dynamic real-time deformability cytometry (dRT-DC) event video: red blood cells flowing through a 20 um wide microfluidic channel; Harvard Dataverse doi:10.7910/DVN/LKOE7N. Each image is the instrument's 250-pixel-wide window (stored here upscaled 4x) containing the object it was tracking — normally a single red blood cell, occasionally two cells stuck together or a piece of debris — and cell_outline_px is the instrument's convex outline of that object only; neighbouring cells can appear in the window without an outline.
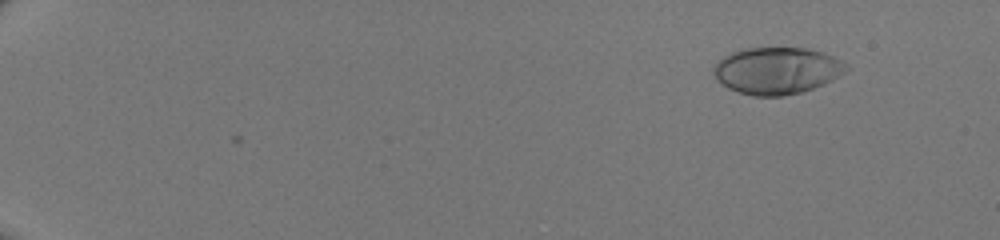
{"species": "human", "species_latin": "Homo sapiens", "temperature_condition": "room temperature", "stored_images_in_passage": 47, "camera_frame_rate_fps": 3000, "um_per_image_px": 0.085, "donor": {"sex": "male"}, "frame": {"image": 1, "passage_image": 2, "time_ms": 0.333, "image_size_px": [1000, 240], "cell_outline_px": [[852, 68], [832, 80], [824, 84], [800, 92], [784, 96], [752, 96], [728, 88], [720, 84], [716, 80], [712, 72], [712, 68], [724, 56], [732, 52], [744, 48], [804, 48], [824, 52], [848, 64]], "centroid_in_image_um": [66.04, 6.0], "position_along_channel_um": 19.0, "area_um2": 36.41}}
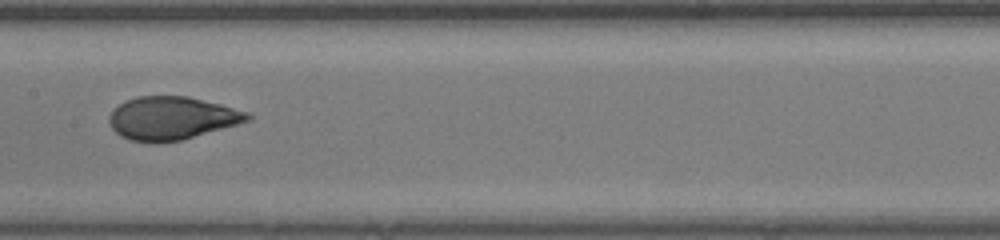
{"frame": {"image": 2, "passage_image": 26, "time_ms": 8.333, "image_size_px": [1000, 240], "cell_outline_px": [[252, 120], [180, 140], [156, 144], [152, 144], [128, 140], [120, 136], [112, 128], [108, 120], [108, 116], [112, 108], [124, 100], [136, 96], [188, 96], [220, 104], [248, 112], [252, 116]], "centroid_in_image_um": [14.54, 10.05], "position_along_channel_um": 192.9, "area_um2": 35.14}}
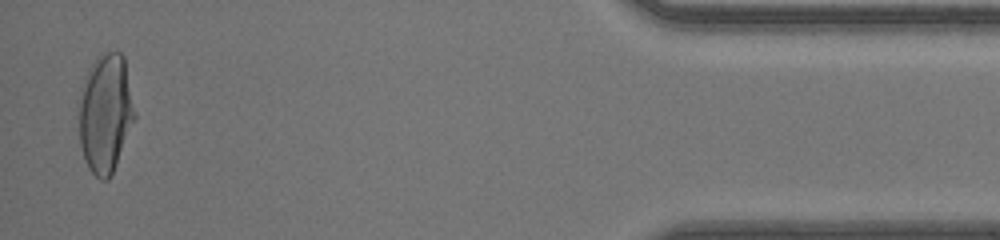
{"frame": {"image": 3, "passage_image": 46, "time_ms": 15.0, "image_size_px": [1000, 240], "cell_outline_px": [[136, 116], [116, 164], [108, 180], [100, 180], [88, 168], [84, 160], [80, 144], [76, 108], [80, 88], [84, 76], [88, 68], [96, 56], [100, 52], [120, 52], [124, 56], [136, 112]], "centroid_in_image_um": [8.92, 9.58], "position_along_channel_um": 426.3, "area_um2": 39.65}}